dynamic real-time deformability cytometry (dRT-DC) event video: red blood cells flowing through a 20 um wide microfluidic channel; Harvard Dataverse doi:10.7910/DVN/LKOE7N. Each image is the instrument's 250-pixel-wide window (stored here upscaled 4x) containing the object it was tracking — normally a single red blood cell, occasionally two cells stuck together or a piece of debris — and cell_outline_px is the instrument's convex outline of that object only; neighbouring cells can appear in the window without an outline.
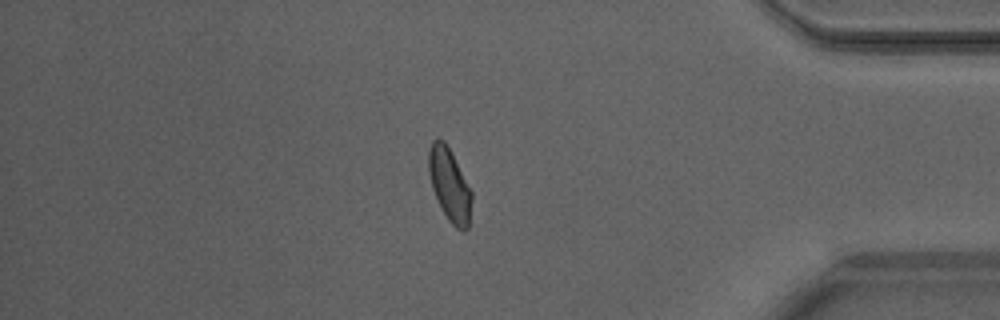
{"species": "Egyptian fruit bat (a non-hibernating species)", "species_latin": "Rousettus aegyptiacus", "temperature_condition": "warm", "stored_images_in_passage": 50, "camera_frame_rate_fps": 3000, "um_per_image_px": 0.085, "animal": {"sex": "male"}, "frame": {"image": 1, "passage_image": 43, "time_ms": 14.0, "image_size_px": [1000, 320], "cell_outline_px": [[472, 200], [468, 228], [464, 232], [456, 228], [448, 220], [432, 188], [428, 172], [428, 152], [432, 140], [444, 140], [472, 192]], "centroid_in_image_um": [38.21, 15.74], "position_along_channel_um": 397.0, "area_um2": 17.92}, "authors_computed_cell_mechanics": {"area_um2": 18.5827, "velocity_mm_per_s": 4.1684, "shape_relaxation_time_tau1_ms": 3.3408, "shape_relaxation_time_tau2_ms": 1.4407, "deformation_change_tau1": 0.0917, "deformation_change_tau2": 0.0536}}